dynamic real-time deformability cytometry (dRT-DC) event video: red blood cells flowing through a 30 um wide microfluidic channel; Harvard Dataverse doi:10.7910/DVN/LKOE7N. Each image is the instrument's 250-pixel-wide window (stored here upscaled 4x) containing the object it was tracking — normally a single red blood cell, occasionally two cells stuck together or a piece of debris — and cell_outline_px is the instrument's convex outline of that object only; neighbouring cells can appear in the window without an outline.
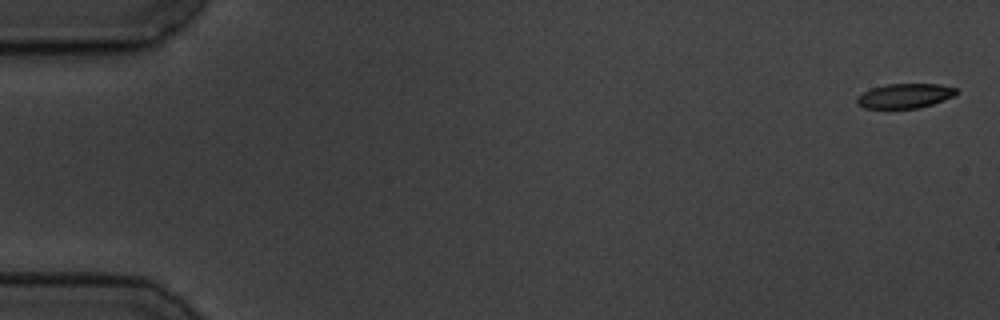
{"species": "common noctule bat (a hibernating species)", "species_latin": "Nyctalus noctula", "temperature_condition": "cold", "stored_images_in_passage": 9, "camera_frame_rate_fps": 3000, "um_per_image_px": 0.085, "animal": {"sex": "male", "body_mass_g": 19.5, "forearm_length_mm": 54.6}, "frame": {"image": 1, "passage_image": 1, "time_ms": 0.0, "image_size_px": [1000, 320], "cell_outline_px": [[956, 96], [932, 104], [916, 108], [864, 108], [856, 104], [856, 96], [872, 88], [884, 84], [940, 84], [956, 88]], "centroid_in_image_um": [76.89, 8.14], "position_along_channel_um": 8.1, "area_um2": 14.28}}
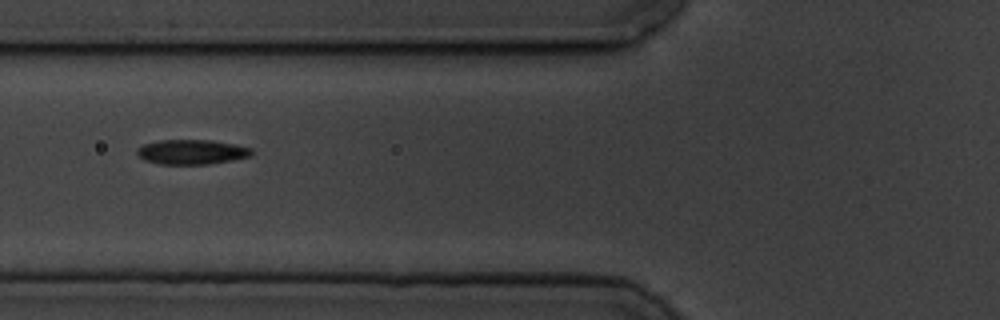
{"frame": {"image": 2, "passage_image": 7, "time_ms": 7.0, "image_size_px": [1000, 320], "cell_outline_px": [[252, 156], [232, 160], [208, 164], [160, 164], [144, 160], [136, 152], [136, 148], [144, 144], [160, 140], [212, 140], [252, 148]], "centroid_in_image_um": [16.28, 12.91], "position_along_channel_um": 109.5, "area_um2": 16.47}}
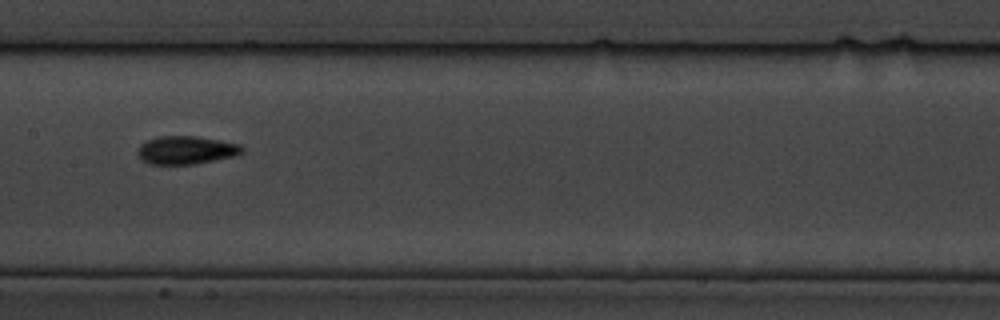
{"frame": {"image": 3, "passage_image": 9, "time_ms": 9.333, "image_size_px": [1000, 320], "cell_outline_px": [[244, 152], [236, 156], [192, 164], [152, 164], [144, 160], [136, 152], [140, 144], [148, 140], [160, 136], [196, 136], [220, 140], [240, 144], [244, 148]], "centroid_in_image_um": [15.86, 12.75], "position_along_channel_um": 191.5, "area_um2": 17.05}}